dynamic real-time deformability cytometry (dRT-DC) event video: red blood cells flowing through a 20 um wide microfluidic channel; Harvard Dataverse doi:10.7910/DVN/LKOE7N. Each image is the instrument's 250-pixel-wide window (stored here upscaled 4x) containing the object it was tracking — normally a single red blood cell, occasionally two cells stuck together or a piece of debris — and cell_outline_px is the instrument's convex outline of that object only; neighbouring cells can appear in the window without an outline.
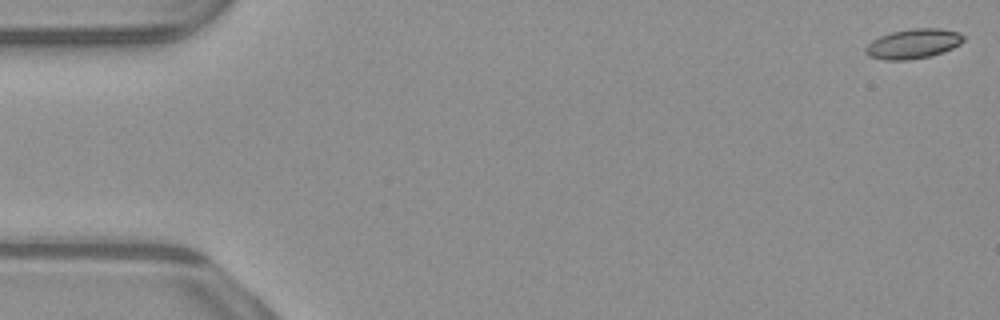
{"species": "common noctule bat (a hibernating species)", "species_latin": "Nyctalus noctula", "temperature_condition": "warm", "stored_images_in_passage": 53, "camera_frame_rate_fps": 3000, "um_per_image_px": 0.085, "animal": {"sex": "male", "body_mass_g": 23.1, "forearm_length_mm": 52.7}, "frame": {"image": 1, "passage_image": 1, "time_ms": 0.0, "image_size_px": [1000, 320], "cell_outline_px": [[964, 40], [960, 44], [952, 48], [928, 56], [908, 60], [888, 60], [868, 56], [864, 52], [864, 48], [872, 40], [880, 36], [892, 32], [912, 28], [940, 28], [960, 32], [964, 36]], "centroid_in_image_um": [77.61, 3.71], "position_along_channel_um": 7.4, "area_um2": 16.88}}
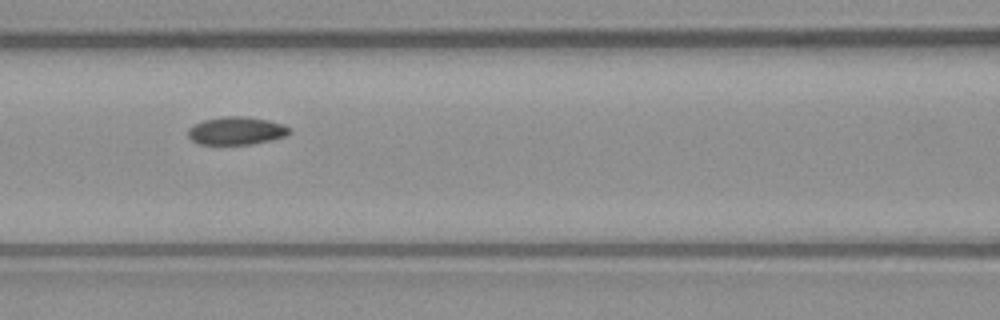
{"frame": {"image": 2, "passage_image": 23, "time_ms": 7.333, "image_size_px": [1000, 320], "cell_outline_px": [[292, 132], [288, 136], [272, 140], [252, 144], [200, 144], [192, 140], [188, 136], [188, 128], [192, 124], [204, 120], [224, 116], [248, 116], [268, 120], [284, 124], [292, 128]], "centroid_in_image_um": [20.14, 11.11], "position_along_channel_um": 146.5, "area_um2": 16.82}}
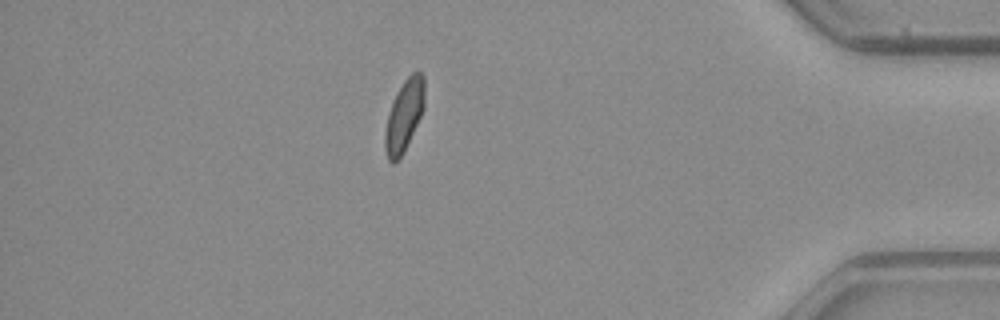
{"frame": {"image": 3, "passage_image": 46, "time_ms": 15.0, "image_size_px": [1000, 320], "cell_outline_px": [[424, 108], [404, 152], [392, 164], [388, 160], [384, 148], [384, 132], [392, 100], [396, 92], [404, 80], [412, 72], [420, 72], [424, 76]], "centroid_in_image_um": [34.34, 9.82], "position_along_channel_um": 400.9, "area_um2": 16.47}, "authors_computed_cell_mechanics": {"area_um2": 16.5308, "velocity_mm_per_s": 3.9057, "shape_relaxation_time_tau1_ms": null, "shape_relaxation_time_tau2_ms": 3.1035, "deformation_change_tau1": null, "deformation_change_tau2": 0.0802}}